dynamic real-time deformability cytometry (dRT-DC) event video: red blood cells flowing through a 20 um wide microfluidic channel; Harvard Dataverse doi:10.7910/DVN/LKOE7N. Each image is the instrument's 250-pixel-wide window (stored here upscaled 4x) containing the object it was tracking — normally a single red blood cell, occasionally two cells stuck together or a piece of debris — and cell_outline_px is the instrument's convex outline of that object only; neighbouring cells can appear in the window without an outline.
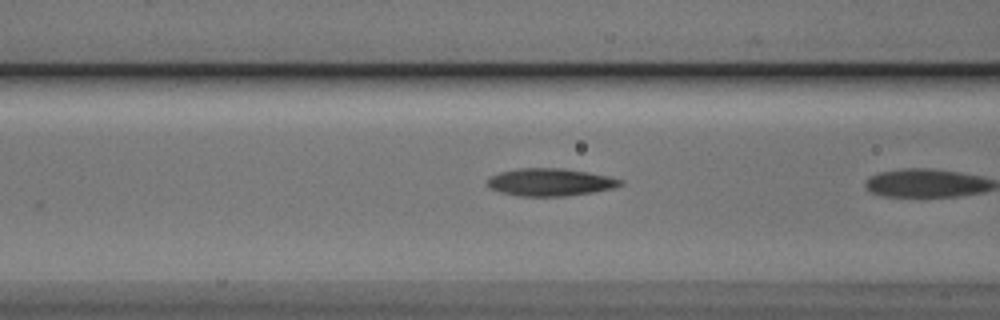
{"species": "Egyptian fruit bat (a non-hibernating species)", "species_latin": "Rousettus aegyptiacus", "temperature_condition": "cold", "stored_images_in_passage": 6, "camera_frame_rate_fps": 3000, "um_per_image_px": 0.085, "animal": {"sex": "male"}, "frame": {"image": 1, "passage_image": 5, "time_ms": 1.333, "image_size_px": [1000, 320], "cell_outline_px": [[624, 184], [612, 188], [592, 192], [568, 196], [516, 196], [500, 192], [488, 188], [484, 184], [484, 180], [488, 176], [500, 172], [520, 168], [564, 168], [588, 172], [608, 176], [624, 180]], "centroid_in_image_um": [46.69, 15.48], "position_along_channel_um": 119.9, "area_um2": 21.73}}